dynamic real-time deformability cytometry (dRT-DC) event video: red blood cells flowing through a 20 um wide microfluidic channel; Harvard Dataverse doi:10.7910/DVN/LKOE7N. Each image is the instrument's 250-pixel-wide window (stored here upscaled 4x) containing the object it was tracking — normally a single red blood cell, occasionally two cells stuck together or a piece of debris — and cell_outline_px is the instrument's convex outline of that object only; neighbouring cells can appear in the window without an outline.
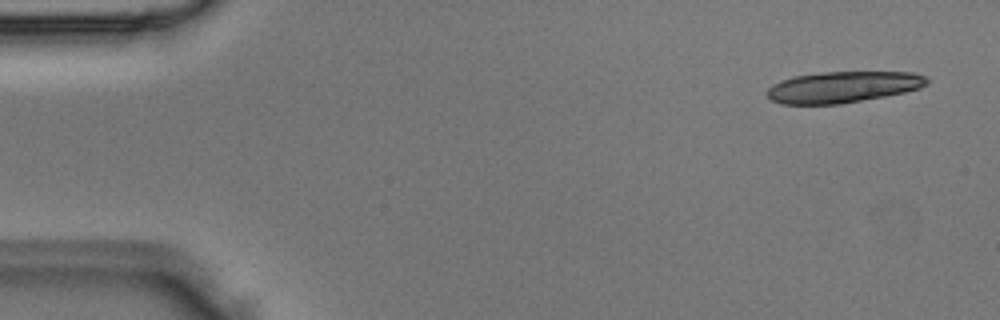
{"species": "Egyptian fruit bat (a non-hibernating species)", "species_latin": "Rousettus aegyptiacus", "temperature_condition": "room temperature", "stored_images_in_passage": 4, "camera_frame_rate_fps": 3000, "um_per_image_px": 0.085, "animal": {"sex": "male"}, "frame": {"image": 1, "passage_image": 1, "time_ms": 0.0, "image_size_px": [1000, 320], "cell_outline_px": [[928, 84], [920, 88], [904, 92], [884, 96], [840, 104], [780, 104], [772, 100], [768, 96], [768, 88], [772, 84], [792, 76], [824, 72], [912, 72], [928, 76]], "centroid_in_image_um": [71.66, 7.39], "position_along_channel_um": 13.3, "area_um2": 29.07}}